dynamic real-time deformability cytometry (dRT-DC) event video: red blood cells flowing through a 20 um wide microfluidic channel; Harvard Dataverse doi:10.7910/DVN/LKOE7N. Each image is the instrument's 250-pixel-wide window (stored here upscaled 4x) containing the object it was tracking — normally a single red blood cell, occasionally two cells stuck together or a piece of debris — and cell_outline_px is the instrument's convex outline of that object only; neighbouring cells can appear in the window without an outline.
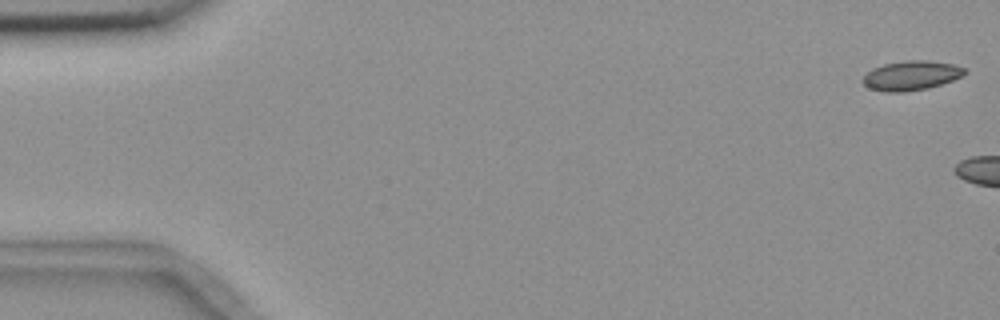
{"species": "common noctule bat (a hibernating species)", "species_latin": "Nyctalus noctula", "temperature_condition": "room temperature", "stored_images_in_passage": 2, "camera_frame_rate_fps": 3000, "um_per_image_px": 0.085, "animal": {"sex": "female", "body_mass_g": 18.4}, "frame": {"image": 1, "passage_image": 1, "time_ms": 0.0, "image_size_px": [1000, 320], "cell_outline_px": [[968, 72], [952, 80], [928, 88], [904, 92], [888, 92], [868, 88], [860, 80], [872, 68], [884, 64], [904, 60], [928, 60], [952, 64], [964, 68]], "centroid_in_image_um": [77.42, 6.42], "position_along_channel_um": 7.6, "area_um2": 17.46}}